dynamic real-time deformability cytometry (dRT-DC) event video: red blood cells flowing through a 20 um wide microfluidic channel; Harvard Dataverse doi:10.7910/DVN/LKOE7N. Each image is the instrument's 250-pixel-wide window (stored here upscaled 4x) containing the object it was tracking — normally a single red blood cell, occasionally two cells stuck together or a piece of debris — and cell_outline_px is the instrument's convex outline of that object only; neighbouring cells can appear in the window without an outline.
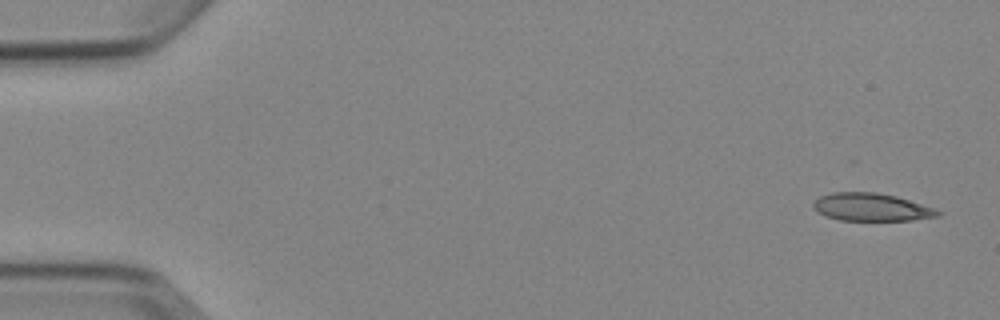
{"species": "Egyptian fruit bat (a non-hibernating species)", "species_latin": "Rousettus aegyptiacus", "temperature_condition": "cold", "stored_images_in_passage": 4, "camera_frame_rate_fps": 3000, "um_per_image_px": 0.085, "animal": {"sex": "female"}, "frame": {"image": 1, "passage_image": 1, "time_ms": 0.0, "image_size_px": [1000, 320], "cell_outline_px": [[944, 212], [940, 216], [912, 220], [840, 220], [828, 216], [812, 208], [812, 204], [820, 196], [832, 192], [876, 192], [896, 196]], "centroid_in_image_um": [74.07, 17.6], "position_along_channel_um": 10.9, "area_um2": 19.94}}
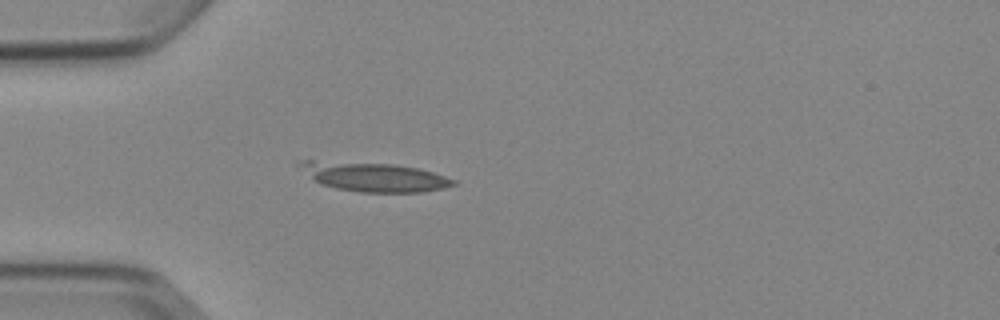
{"frame": {"image": 2, "passage_image": 4, "time_ms": 4.333, "image_size_px": [1000, 320], "cell_outline_px": [[456, 184], [440, 188], [420, 192], [360, 192], [336, 188], [320, 184], [312, 180], [296, 164], [304, 160], [312, 160], [392, 164], [416, 168], [432, 172], [456, 180]], "centroid_in_image_um": [31.71, 15.03], "position_along_channel_um": 53.3, "area_um2": 25.84}}